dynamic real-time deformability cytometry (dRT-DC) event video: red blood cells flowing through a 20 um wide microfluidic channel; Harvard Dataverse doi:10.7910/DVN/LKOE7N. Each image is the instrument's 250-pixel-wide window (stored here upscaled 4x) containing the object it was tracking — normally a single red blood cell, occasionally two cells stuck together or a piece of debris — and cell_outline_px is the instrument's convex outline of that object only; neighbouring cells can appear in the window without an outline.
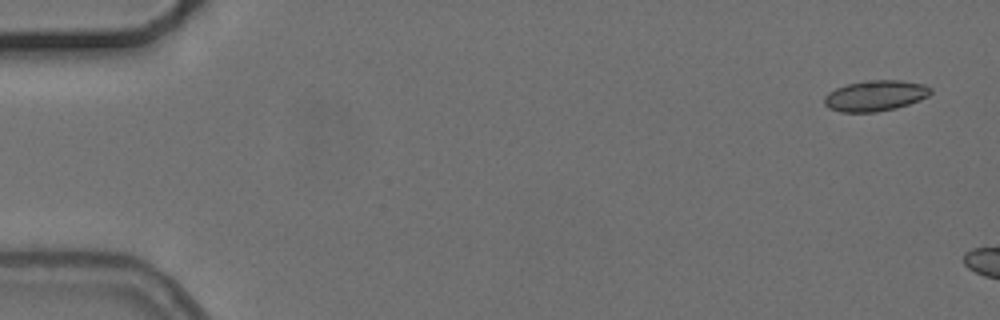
{"species": "common noctule bat (a hibernating species)", "species_latin": "Nyctalus noctula", "temperature_condition": "cold", "stored_images_in_passage": 3, "camera_frame_rate_fps": 3000, "um_per_image_px": 0.085, "animal": {"sex": "female", "body_mass_g": 24.6, "forearm_length_mm": 56.2}, "frame": {"image": 1, "passage_image": 1, "time_ms": 0.0, "image_size_px": [1000, 320], "cell_outline_px": [[932, 92], [928, 96], [920, 100], [896, 108], [876, 112], [840, 112], [828, 108], [824, 104], [824, 96], [828, 92], [836, 88], [848, 84], [864, 80], [900, 80], [924, 84], [932, 88]], "centroid_in_image_um": [74.39, 8.13], "position_along_channel_um": 10.6, "area_um2": 19.19}}